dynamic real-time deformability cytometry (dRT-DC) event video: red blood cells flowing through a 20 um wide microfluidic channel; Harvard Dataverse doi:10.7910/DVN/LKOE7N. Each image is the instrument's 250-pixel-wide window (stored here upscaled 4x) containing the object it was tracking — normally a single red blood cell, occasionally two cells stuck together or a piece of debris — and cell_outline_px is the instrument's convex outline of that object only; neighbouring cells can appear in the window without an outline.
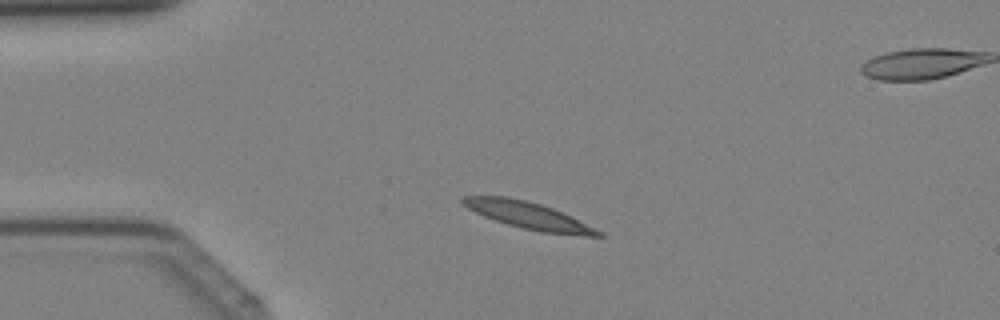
{"species": "Egyptian fruit bat (a non-hibernating species)", "species_latin": "Rousettus aegyptiacus", "temperature_condition": "cold", "stored_images_in_passage": 37, "segment_of_instrument_passage": [1, 2], "camera_frame_rate_fps": 3000, "um_per_image_px": 0.085, "animal": {"sex": "female"}, "frame": {"image": 1, "passage_image": 5, "time_ms": 1.333, "image_size_px": [1000, 320], "cell_outline_px": [[604, 236], [584, 236], [540, 232], [508, 224], [484, 216], [468, 208], [460, 200], [460, 196], [508, 196], [540, 204], [552, 208], [604, 232]], "centroid_in_image_um": [44.92, 18.32], "position_along_channel_um": 40.1, "area_um2": 20.92}}
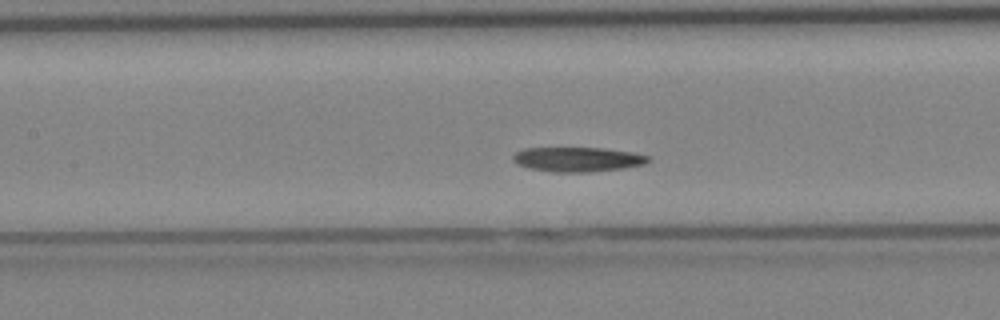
{"frame": {"image": 2, "passage_image": 14, "time_ms": 4.333, "image_size_px": [1000, 320], "cell_outline_px": [[652, 160], [644, 164], [624, 168], [592, 172], [552, 172], [528, 168], [516, 164], [512, 160], [512, 156], [516, 152], [524, 148], [604, 148], [632, 152], [652, 156]], "centroid_in_image_um": [49.12, 13.55], "position_along_channel_um": 158.3, "area_um2": 19.65}}
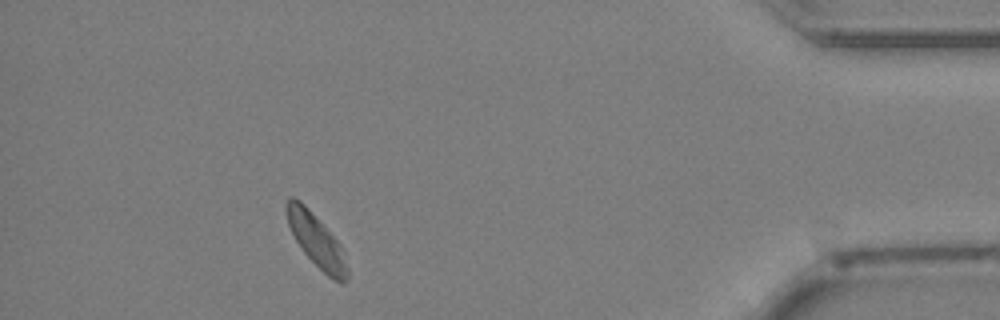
{"frame": {"image": 3, "passage_image": 32, "time_ms": 10.333, "image_size_px": [1000, 320], "cell_outline_px": [[348, 280], [344, 284], [340, 284], [328, 276], [304, 252], [296, 240], [288, 224], [284, 208], [288, 196], [292, 196], [300, 200], [308, 208], [340, 244], [344, 252], [348, 268]], "centroid_in_image_um": [26.9, 20.44], "position_along_channel_um": 408.3, "area_um2": 18.61}}